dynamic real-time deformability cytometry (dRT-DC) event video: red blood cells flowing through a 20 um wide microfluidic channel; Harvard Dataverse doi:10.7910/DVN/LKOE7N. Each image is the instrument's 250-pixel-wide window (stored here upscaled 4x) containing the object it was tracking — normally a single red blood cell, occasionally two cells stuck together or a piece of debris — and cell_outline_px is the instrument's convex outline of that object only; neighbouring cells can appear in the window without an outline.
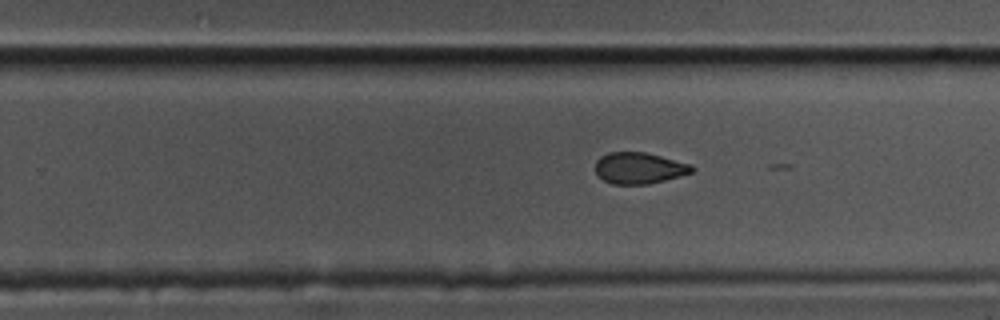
{"species": "common noctule bat (a hibernating species)", "species_latin": "Nyctalus noctula", "temperature_condition": "cold", "stored_images_in_passage": 35, "camera_frame_rate_fps": 3000, "um_per_image_px": 0.085, "animal": {"sex": "male", "body_mass_g": 17.5, "forearm_length_mm": 52.3}, "frame": {"image": 1, "passage_image": 18, "time_ms": 5.667, "image_size_px": [1000, 320], "cell_outline_px": [[696, 168], [692, 172], [664, 180], [648, 184], [612, 184], [596, 176], [596, 160], [600, 156], [608, 152], [644, 152], [692, 164]], "centroid_in_image_um": [54.3, 14.28], "position_along_channel_um": 275.5, "area_um2": 17.63}}
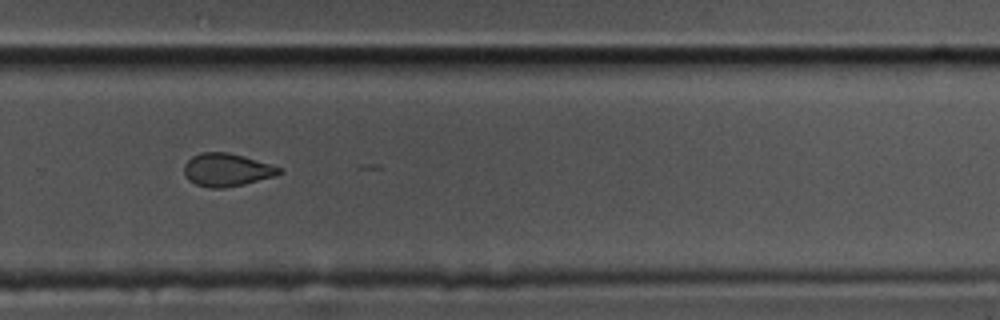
{"frame": {"image": 2, "passage_image": 21, "time_ms": 6.667, "image_size_px": [1000, 320], "cell_outline_px": [[284, 172], [276, 176], [244, 184], [224, 188], [208, 188], [196, 184], [188, 180], [184, 172], [184, 164], [192, 156], [204, 152], [228, 152], [244, 156], [280, 168]], "centroid_in_image_um": [19.26, 14.44], "position_along_channel_um": 310.5, "area_um2": 18.21}}
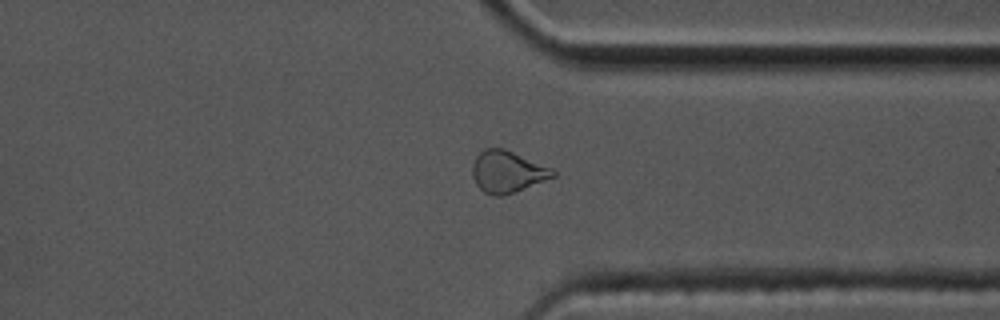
{"frame": {"image": 3, "passage_image": 26, "time_ms": 8.333, "image_size_px": [1000, 320], "cell_outline_px": [[556, 176], [512, 192], [500, 196], [492, 196], [484, 192], [476, 184], [472, 176], [472, 164], [476, 156], [484, 148], [504, 148], [552, 168], [556, 172]], "centroid_in_image_um": [43.1, 14.58], "position_along_channel_um": 368.3, "area_um2": 19.42}, "authors_computed_cell_mechanics": {"area_um2": 18.8428, "velocity_mm_per_s": 3.5009, "shape_relaxation_time_tau1_ms": 7.2421, "shape_relaxation_time_tau2_ms": 1.8586, "deformation_change_tau1": 0.1115, "deformation_change_tau2": 0.0558}}